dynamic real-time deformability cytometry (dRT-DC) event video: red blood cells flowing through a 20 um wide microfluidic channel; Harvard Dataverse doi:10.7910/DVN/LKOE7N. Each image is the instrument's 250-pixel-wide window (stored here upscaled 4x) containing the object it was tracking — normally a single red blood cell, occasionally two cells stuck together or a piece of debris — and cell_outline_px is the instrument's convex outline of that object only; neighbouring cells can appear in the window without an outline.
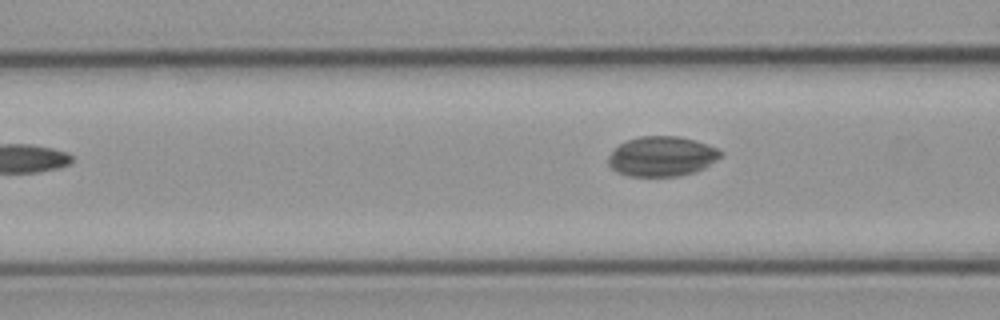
{"species": "common noctule bat (a hibernating species)", "species_latin": "Nyctalus noctula", "temperature_condition": "cold", "stored_images_in_passage": 7, "camera_frame_rate_fps": 3000, "um_per_image_px": 0.085, "animal": {"sex": "male", "body_mass_g": 23.1, "forearm_length_mm": 52.7}, "frame": {"image": 1, "passage_image": 7, "time_ms": 7.0, "image_size_px": [1000, 320], "cell_outline_px": [[724, 156], [704, 168], [680, 176], [628, 176], [616, 172], [608, 164], [608, 156], [620, 144], [628, 140], [640, 136], [676, 136], [696, 140], [708, 144], [724, 152]], "centroid_in_image_um": [56.29, 13.29], "position_along_channel_um": 110.3, "area_um2": 26.24}}